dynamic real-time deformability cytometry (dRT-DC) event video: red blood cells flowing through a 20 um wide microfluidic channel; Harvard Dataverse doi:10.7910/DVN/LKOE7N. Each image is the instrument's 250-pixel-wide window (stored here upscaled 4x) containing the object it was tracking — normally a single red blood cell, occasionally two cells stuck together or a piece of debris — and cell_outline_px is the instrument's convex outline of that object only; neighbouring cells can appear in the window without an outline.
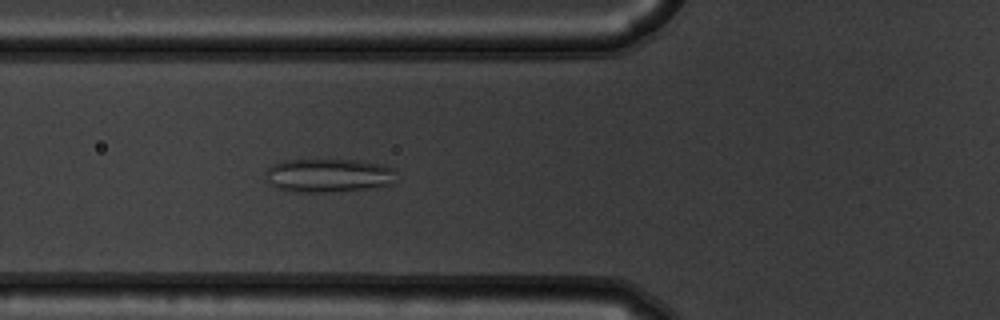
{"species": "common noctule bat (a hibernating species)", "species_latin": "Nyctalus noctula", "temperature_condition": "warm", "stored_images_in_passage": 51, "camera_frame_rate_fps": 3000, "um_per_image_px": 0.085, "animal": {"sex": "male", "body_mass_g": 19.5, "forearm_length_mm": 54.6}, "frame": {"image": 1, "passage_image": 20, "time_ms": 6.333, "image_size_px": [1000, 320], "cell_outline_px": [[396, 172], [392, 184], [376, 188], [332, 192], [296, 192], [276, 188], [264, 176], [268, 168], [272, 164], [280, 160], [356, 160], [380, 164], [392, 168]], "centroid_in_image_um": [27.92, 14.92], "position_along_channel_um": 97.9, "area_um2": 25.84}}
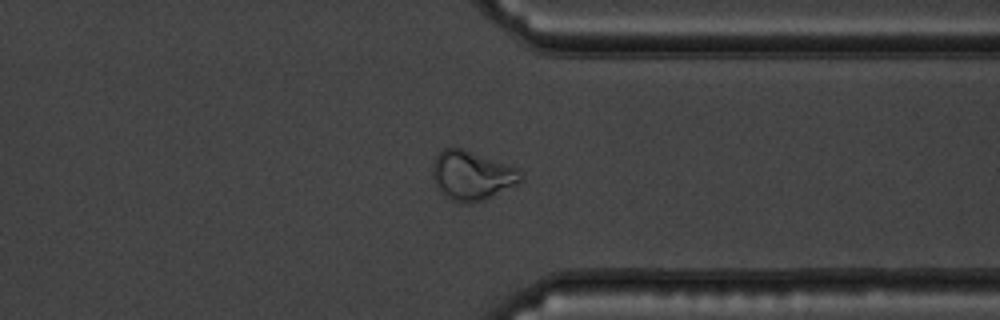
{"frame": {"image": 2, "passage_image": 42, "time_ms": 13.667, "image_size_px": [1000, 320], "cell_outline_px": [[524, 180], [484, 200], [468, 204], [460, 204], [452, 200], [436, 184], [432, 176], [432, 164], [436, 156], [444, 148], [464, 148], [516, 168], [524, 172]], "centroid_in_image_um": [40.13, 14.91], "position_along_channel_um": 371.3, "area_um2": 25.14}}
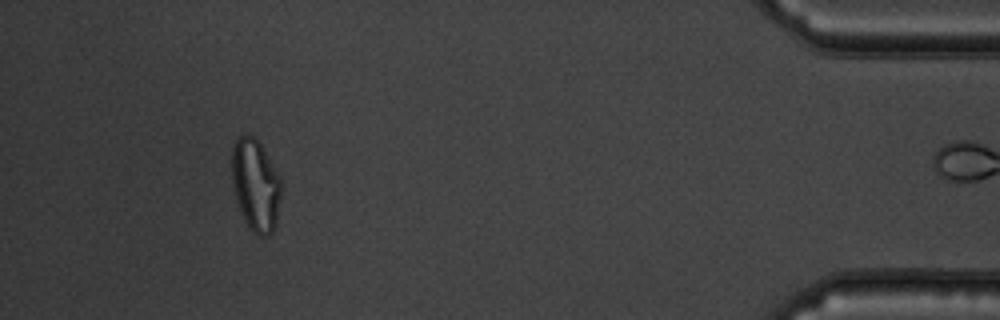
{"frame": {"image": 3, "passage_image": 50, "time_ms": 16.333, "image_size_px": [1000, 320], "cell_outline_px": [[280, 196], [276, 224], [272, 232], [268, 236], [256, 236], [244, 220], [240, 212], [232, 184], [232, 148], [236, 140], [244, 132], [252, 136], [260, 144], [280, 176]], "centroid_in_image_um": [21.71, 15.75], "position_along_channel_um": 413.5, "area_um2": 26.36}}